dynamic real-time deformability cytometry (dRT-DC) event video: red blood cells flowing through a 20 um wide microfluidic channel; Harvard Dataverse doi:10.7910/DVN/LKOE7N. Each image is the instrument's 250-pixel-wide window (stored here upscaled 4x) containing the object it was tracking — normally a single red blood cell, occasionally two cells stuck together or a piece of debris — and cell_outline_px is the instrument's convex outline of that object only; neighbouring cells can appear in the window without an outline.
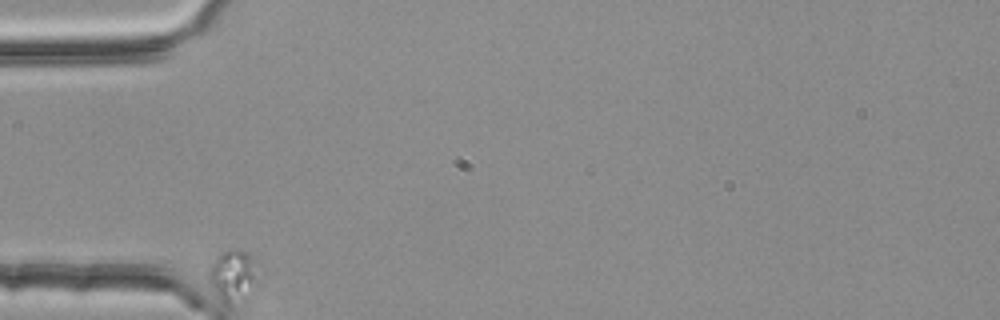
{"species": "common noctule bat (a hibernating species)", "species_latin": "Nyctalus noctula", "temperature_condition": "room temperature", "stored_images_in_passage": 35, "camera_frame_rate_fps": 3000, "um_per_image_px": 0.085, "animal": {"sex": "female", "body_mass_g": 25.1}, "frame": {"image": 1, "passage_image": 1, "time_ms": 0.0, "image_size_px": [1000, 320], "cell_outline_px": [[252, 276], [228, 304], [220, 296], [208, 280], [208, 272], [216, 256], [220, 252], [236, 248], [240, 248], [248, 252]], "centroid_in_image_um": [19.55, 23.19], "position_along_channel_um": 65.4, "area_um2": 11.85}}